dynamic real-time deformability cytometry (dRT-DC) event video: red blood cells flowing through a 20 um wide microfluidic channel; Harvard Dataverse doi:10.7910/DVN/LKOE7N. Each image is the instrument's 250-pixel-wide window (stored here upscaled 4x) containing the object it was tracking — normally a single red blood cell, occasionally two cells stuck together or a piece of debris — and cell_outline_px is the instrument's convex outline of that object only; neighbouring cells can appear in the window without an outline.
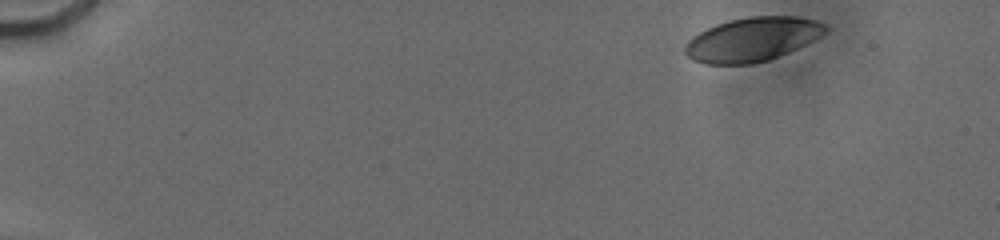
{"species": "human", "species_latin": "Homo sapiens", "temperature_condition": "cold", "stored_images_in_passage": 13, "camera_frame_rate_fps": 3000, "um_per_image_px": 0.085, "donor": {"sex": "male"}, "frame": {"image": 1, "passage_image": 1, "time_ms": 0.0, "image_size_px": [1000, 240], "cell_outline_px": [[828, 32], [788, 52], [768, 60], [752, 64], [704, 64], [692, 60], [684, 52], [684, 48], [688, 40], [692, 36], [716, 24], [748, 16], [796, 16], [816, 20], [828, 24]], "centroid_in_image_um": [63.95, 3.34], "position_along_channel_um": 21.0, "area_um2": 35.95}}
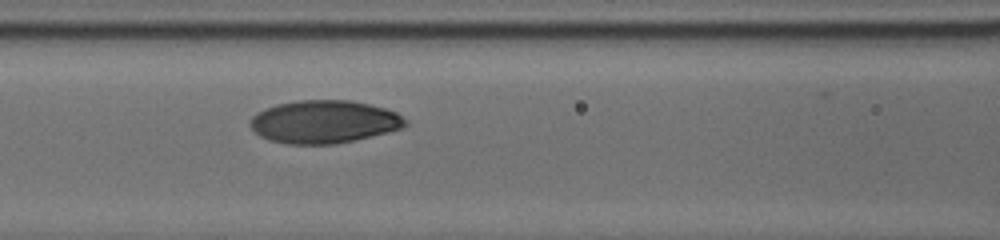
{"frame": {"image": 2, "passage_image": 13, "time_ms": 6.667, "image_size_px": [1000, 240], "cell_outline_px": [[408, 124], [404, 128], [388, 132], [336, 144], [288, 144], [268, 140], [260, 136], [248, 124], [252, 116], [276, 104], [300, 100], [348, 100], [368, 104], [384, 108], [396, 112], [408, 120]], "centroid_in_image_um": [27.56, 10.36], "position_along_channel_um": 139.0, "area_um2": 38.73}}